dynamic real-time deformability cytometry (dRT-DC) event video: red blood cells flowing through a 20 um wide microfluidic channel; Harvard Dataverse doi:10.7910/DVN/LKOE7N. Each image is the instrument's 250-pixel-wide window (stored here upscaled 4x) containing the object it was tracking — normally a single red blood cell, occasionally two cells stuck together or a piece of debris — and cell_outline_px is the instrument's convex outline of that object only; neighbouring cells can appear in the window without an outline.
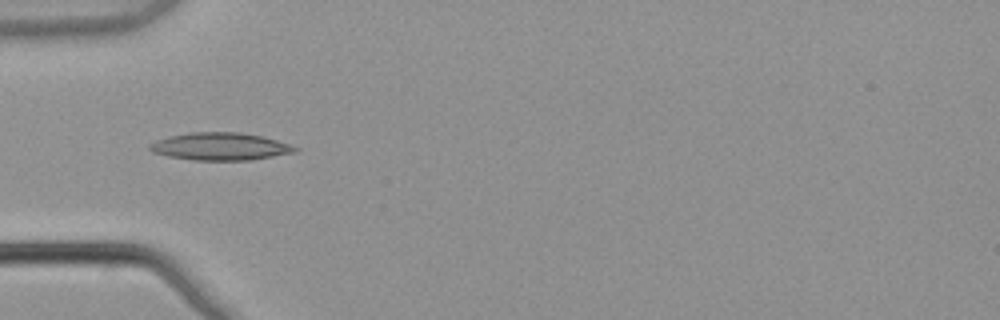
{"species": "common noctule bat (a hibernating species)", "species_latin": "Nyctalus noctula", "temperature_condition": "warm", "stored_images_in_passage": 4, "camera_frame_rate_fps": 3000, "um_per_image_px": 0.085, "animal": {"sex": "male", "body_mass_g": 21.5, "forearm_length_mm": 52.0}, "frame": {"image": 1, "passage_image": 4, "time_ms": 1.0, "image_size_px": [1000, 320], "cell_outline_px": [[300, 148], [296, 152], [252, 160], [192, 160], [168, 156], [152, 152], [148, 148], [148, 144], [156, 140], [168, 136], [192, 132], [240, 132], [260, 136], [276, 140]], "centroid_in_image_um": [18.69, 12.45], "position_along_channel_um": 66.3, "area_um2": 23.35}}